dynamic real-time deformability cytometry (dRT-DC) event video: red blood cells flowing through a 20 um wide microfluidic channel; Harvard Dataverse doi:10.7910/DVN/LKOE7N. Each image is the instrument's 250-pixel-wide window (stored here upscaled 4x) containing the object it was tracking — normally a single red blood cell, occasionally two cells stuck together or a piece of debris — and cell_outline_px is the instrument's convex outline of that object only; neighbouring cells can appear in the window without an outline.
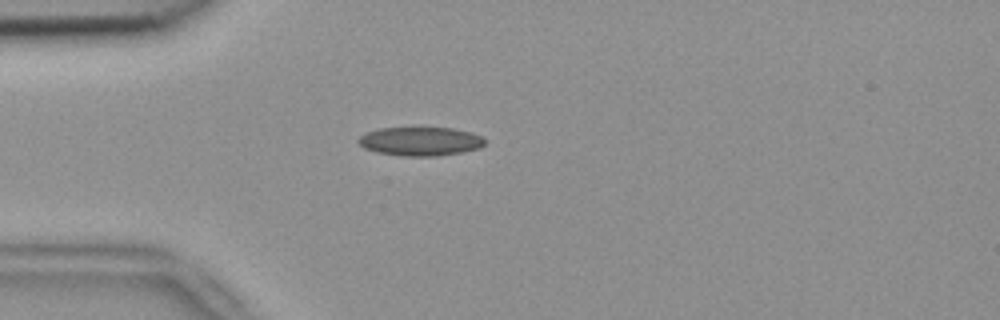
{"species": "common noctule bat (a hibernating species)", "species_latin": "Nyctalus noctula", "temperature_condition": "room temperature", "stored_images_in_passage": 43, "camera_frame_rate_fps": 3000, "um_per_image_px": 0.085, "animal": {"sex": "female", "body_mass_g": 18.4}, "frame": {"image": 1, "passage_image": 4, "time_ms": 1.0, "image_size_px": [1000, 320], "cell_outline_px": [[484, 144], [480, 148], [440, 156], [404, 156], [376, 152], [364, 148], [356, 140], [360, 136], [368, 132], [380, 128], [452, 128], [472, 132], [484, 136]], "centroid_in_image_um": [35.75, 12.01], "position_along_channel_um": 49.2, "area_um2": 21.21}}
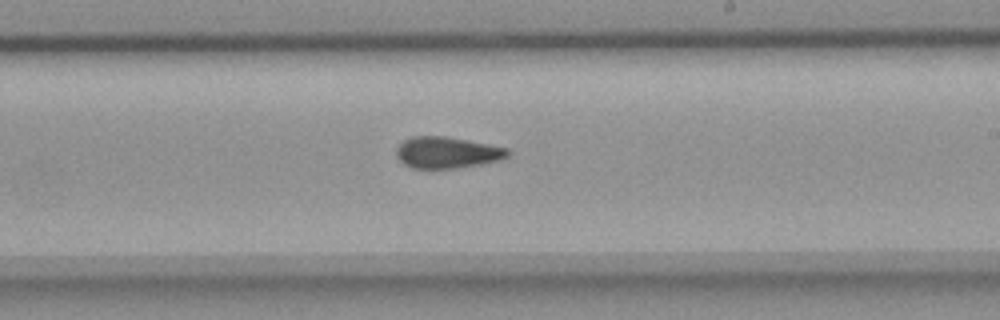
{"frame": {"image": 2, "passage_image": 21, "time_ms": 6.667, "image_size_px": [1000, 320], "cell_outline_px": [[512, 152], [508, 156], [500, 160], [480, 164], [456, 168], [428, 172], [412, 168], [404, 164], [396, 156], [396, 148], [404, 140], [412, 136], [444, 136], [488, 144], [508, 148]], "centroid_in_image_um": [37.96, 13.01], "position_along_channel_um": 251.0, "area_um2": 20.98}}
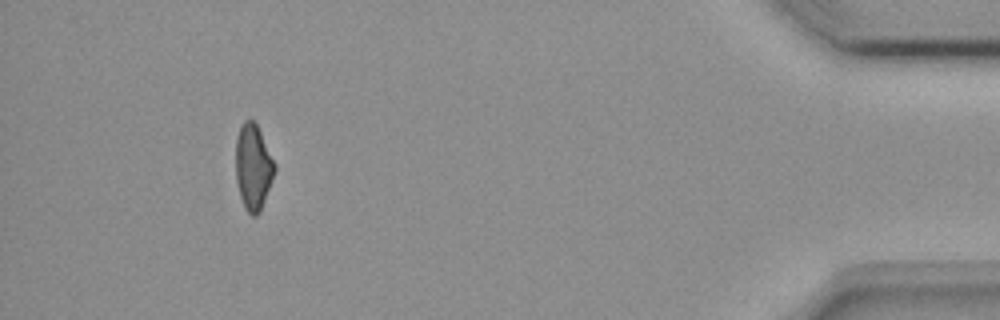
{"frame": {"image": 3, "passage_image": 39, "time_ms": 12.667, "image_size_px": [1000, 320], "cell_outline_px": [[276, 172], [260, 212], [256, 216], [252, 216], [244, 208], [240, 196], [236, 180], [236, 136], [240, 124], [244, 120], [252, 120], [256, 124], [276, 164]], "centroid_in_image_um": [21.52, 14.21], "position_along_channel_um": 413.7, "area_um2": 19.59}, "authors_computed_cell_mechanics": {"area_um2": 20.7502, "velocity_mm_per_s": 3.7749, "shape_relaxation_time_tau1_ms": null, "shape_relaxation_time_tau2_ms": 3.4307, "deformation_change_tau1": null, "deformation_change_tau2": 0.102}}